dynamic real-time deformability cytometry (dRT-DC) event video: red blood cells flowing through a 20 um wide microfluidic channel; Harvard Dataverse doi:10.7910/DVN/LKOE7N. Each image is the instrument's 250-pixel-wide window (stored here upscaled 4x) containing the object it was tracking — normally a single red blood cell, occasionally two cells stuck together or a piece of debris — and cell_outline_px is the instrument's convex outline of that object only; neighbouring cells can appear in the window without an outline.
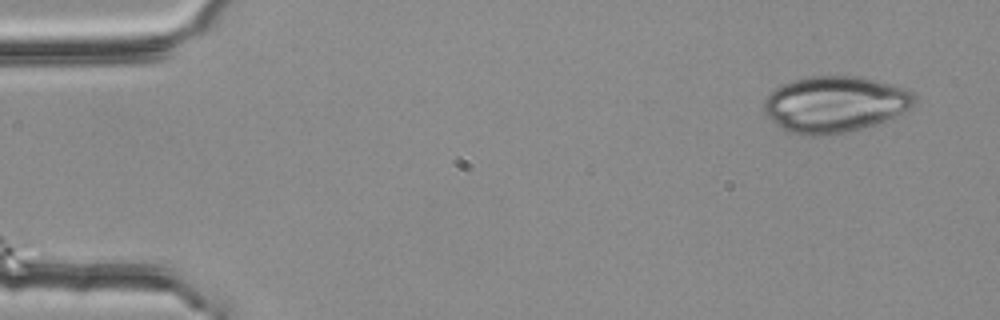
{"species": "common noctule bat (a hibernating species)", "species_latin": "Nyctalus noctula", "temperature_condition": "room temperature", "stored_images_in_passage": 3, "camera_frame_rate_fps": 3000, "um_per_image_px": 0.085, "animal": {"sex": "female", "body_mass_g": 25.1}, "frame": {"image": 1, "passage_image": 1, "time_ms": 0.0, "image_size_px": [1000, 320], "cell_outline_px": [[916, 100], [908, 108], [892, 120], [848, 132], [828, 136], [800, 136], [784, 132], [764, 112], [764, 100], [776, 88], [792, 80], [812, 76], [860, 76], [908, 88], [916, 96]], "centroid_in_image_um": [70.98, 8.89], "position_along_channel_um": 14.0, "area_um2": 50.0}}